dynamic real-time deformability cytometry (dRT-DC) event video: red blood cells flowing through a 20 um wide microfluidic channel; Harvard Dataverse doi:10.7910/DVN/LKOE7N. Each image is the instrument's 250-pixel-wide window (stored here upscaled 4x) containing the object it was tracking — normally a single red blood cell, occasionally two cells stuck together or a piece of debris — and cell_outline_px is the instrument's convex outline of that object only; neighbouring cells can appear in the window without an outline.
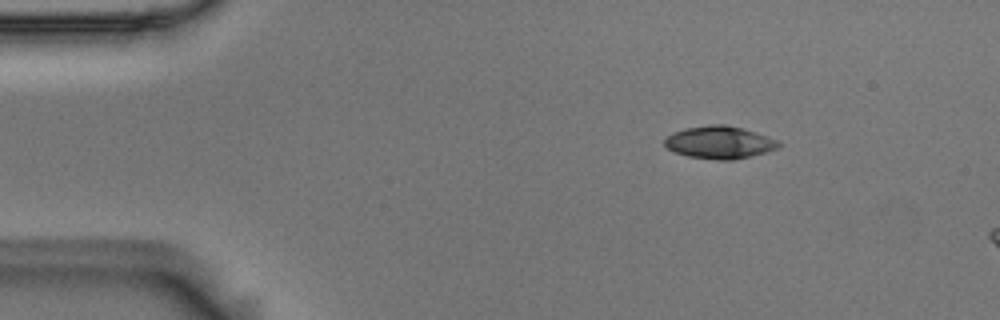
{"species": "Egyptian fruit bat (a non-hibernating species)", "species_latin": "Rousettus aegyptiacus", "temperature_condition": "room temperature", "stored_images_in_passage": 3, "camera_frame_rate_fps": 3000, "um_per_image_px": 0.085, "animal": {"sex": "male"}, "frame": {"image": 1, "passage_image": 1, "time_ms": 0.0, "image_size_px": [1000, 320], "cell_outline_px": [[784, 144], [780, 148], [732, 160], [716, 160], [688, 156], [676, 152], [668, 148], [664, 144], [664, 140], [668, 136], [684, 128], [712, 124], [724, 124], [740, 128], [776, 140]], "centroid_in_image_um": [61.15, 12.11], "position_along_channel_um": 23.8, "area_um2": 21.21}}